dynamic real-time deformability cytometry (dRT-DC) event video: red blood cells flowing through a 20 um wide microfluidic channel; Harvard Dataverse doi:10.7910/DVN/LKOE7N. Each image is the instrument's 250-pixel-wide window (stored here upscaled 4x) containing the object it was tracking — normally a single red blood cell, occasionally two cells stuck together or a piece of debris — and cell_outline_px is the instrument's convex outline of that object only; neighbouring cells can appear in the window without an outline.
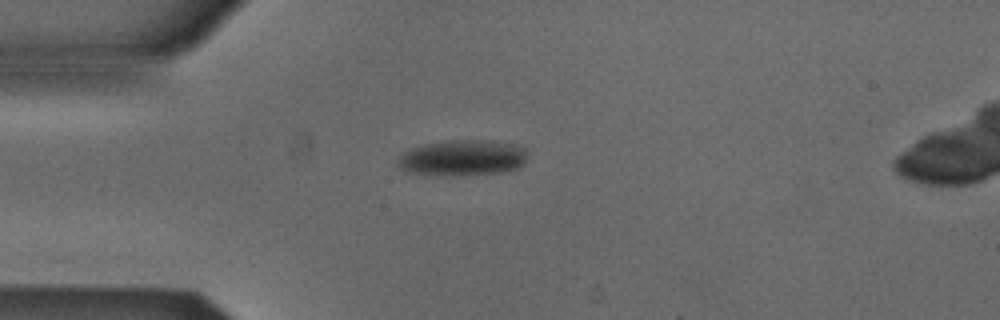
{"species": "Egyptian fruit bat (a non-hibernating species)", "species_latin": "Rousettus aegyptiacus", "temperature_condition": "cold", "stored_images_in_passage": 1, "camera_frame_rate_fps": 3000, "um_per_image_px": 0.085, "animal": {"sex": "male"}, "frame": {"image": 1, "passage_image": 1, "time_ms": 0.0, "image_size_px": [1000, 320], "cell_outline_px": [[524, 164], [516, 168], [500, 172], [404, 172], [396, 164], [400, 156], [408, 148], [424, 144], [452, 140], [472, 140], [516, 144], [524, 148]], "centroid_in_image_um": [39.27, 13.35], "position_along_channel_um": 45.7, "area_um2": 25.43}}